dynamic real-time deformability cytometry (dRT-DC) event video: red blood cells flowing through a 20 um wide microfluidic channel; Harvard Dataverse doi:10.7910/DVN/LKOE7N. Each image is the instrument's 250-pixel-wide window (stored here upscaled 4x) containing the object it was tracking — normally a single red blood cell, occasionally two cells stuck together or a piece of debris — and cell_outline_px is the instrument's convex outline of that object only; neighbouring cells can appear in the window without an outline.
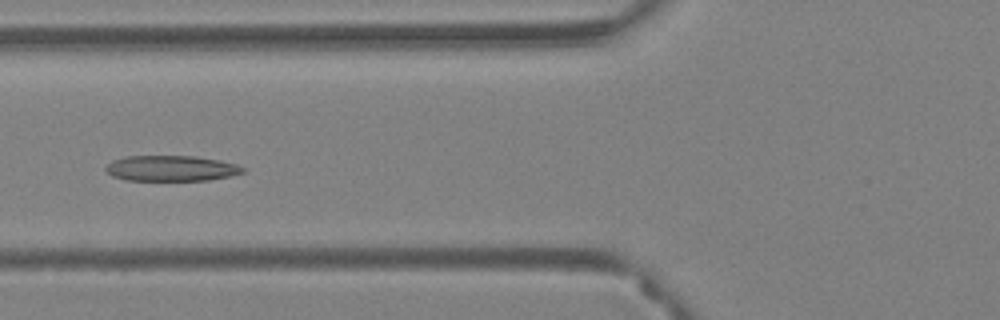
{"species": "Egyptian fruit bat (a non-hibernating species)", "species_latin": "Rousettus aegyptiacus", "temperature_condition": "warm", "stored_images_in_passage": 58, "camera_frame_rate_fps": 3000, "um_per_image_px": 0.085, "animal": {"sex": "female"}, "frame": {"image": 1, "passage_image": 24, "time_ms": 7.667, "image_size_px": [1000, 320], "cell_outline_px": [[244, 172], [228, 176], [208, 180], [124, 180], [112, 176], [104, 168], [112, 160], [124, 156], [196, 156], [220, 160], [236, 164], [244, 168]], "centroid_in_image_um": [14.52, 14.3], "position_along_channel_um": 111.3, "area_um2": 20.4}}
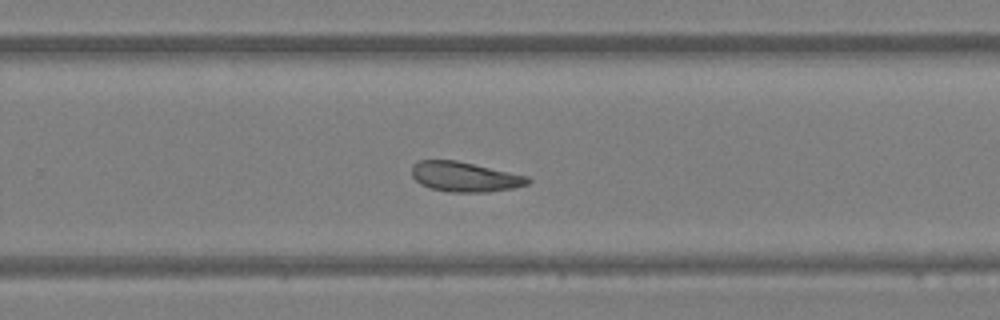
{"frame": {"image": 2, "passage_image": 39, "time_ms": 12.667, "image_size_px": [1000, 320], "cell_outline_px": [[532, 180], [528, 184], [512, 188], [488, 192], [448, 192], [428, 188], [420, 184], [412, 176], [412, 164], [420, 160], [456, 160], [528, 176]], "centroid_in_image_um": [39.48, 15.03], "position_along_channel_um": 290.3, "area_um2": 20.29}}
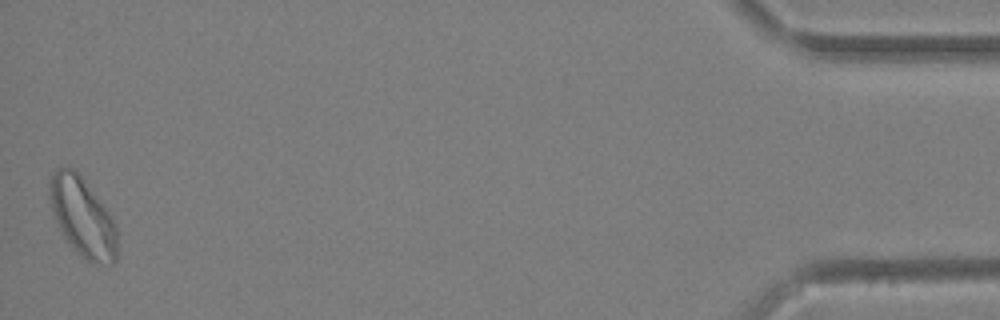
{"frame": {"image": 3, "passage_image": 58, "time_ms": 19.0, "image_size_px": [1000, 320], "cell_outline_px": [[116, 260], [112, 264], [92, 264], [76, 252], [64, 240], [52, 216], [48, 184], [52, 172], [60, 168], [76, 168], [108, 212], [116, 228]], "centroid_in_image_um": [6.97, 18.47], "position_along_channel_um": 428.2, "area_um2": 31.39}, "authors_computed_cell_mechanics": {"area_um2": 23.0044, "velocity_mm_per_s": 3.5919, "shape_relaxation_time_tau1_ms": 5.2016, "shape_relaxation_time_tau2_ms": 3.4853, "deformation_change_tau1": 0.1448, "deformation_change_tau2": 0.1056}}